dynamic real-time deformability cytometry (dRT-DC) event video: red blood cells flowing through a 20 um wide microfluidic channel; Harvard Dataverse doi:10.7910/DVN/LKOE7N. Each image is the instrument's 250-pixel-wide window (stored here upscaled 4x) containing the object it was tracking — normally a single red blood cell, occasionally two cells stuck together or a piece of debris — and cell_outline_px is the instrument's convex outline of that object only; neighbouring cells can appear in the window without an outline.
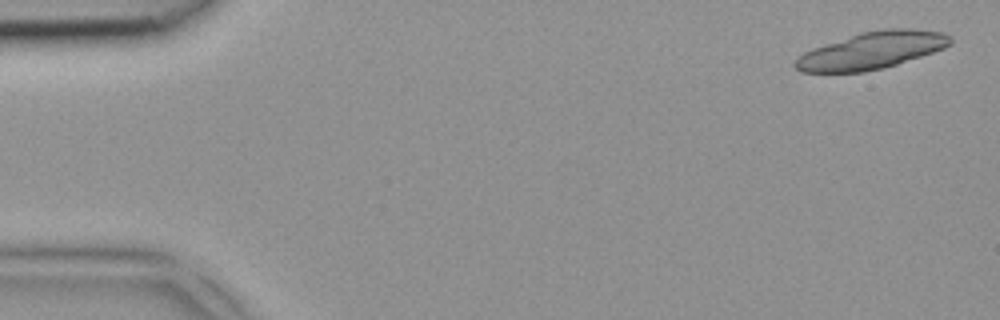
{"species": "common noctule bat (a hibernating species)", "species_latin": "Nyctalus noctula", "temperature_condition": "room temperature", "stored_images_in_passage": 5, "segment_of_instrument_passage": [1, 2], "camera_frame_rate_fps": 3000, "um_per_image_px": 0.085, "animal": {"sex": "female", "body_mass_g": 18.4}, "frame": {"image": 1, "passage_image": 1, "time_ms": 0.0, "image_size_px": [1000, 320], "cell_outline_px": [[952, 44], [944, 48], [884, 68], [864, 72], [800, 72], [792, 64], [804, 52], [812, 48], [860, 32], [888, 28], [912, 28], [944, 32], [952, 36]], "centroid_in_image_um": [74.11, 4.28], "position_along_channel_um": 10.9, "area_um2": 33.52}}